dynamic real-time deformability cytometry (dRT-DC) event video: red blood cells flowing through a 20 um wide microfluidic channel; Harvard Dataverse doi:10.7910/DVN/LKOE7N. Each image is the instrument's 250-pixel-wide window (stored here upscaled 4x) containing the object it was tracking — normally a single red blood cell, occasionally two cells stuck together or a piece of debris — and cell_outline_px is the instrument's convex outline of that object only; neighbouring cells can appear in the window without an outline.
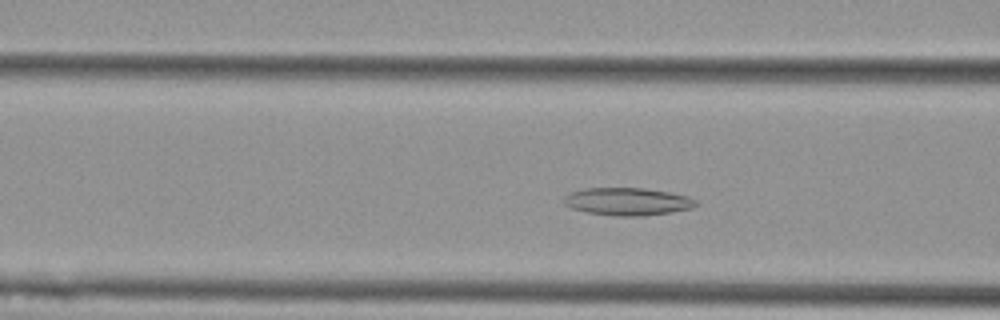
{"species": "Egyptian fruit bat (a non-hibernating species)", "species_latin": "Rousettus aegyptiacus", "temperature_condition": "cold", "stored_images_in_passage": 48, "camera_frame_rate_fps": 3000, "um_per_image_px": 0.085, "animal": {"sex": "female"}, "frame": {"image": 1, "passage_image": 14, "time_ms": 4.333, "image_size_px": [1000, 320], "cell_outline_px": [[696, 204], [692, 208], [672, 212], [644, 216], [612, 216], [588, 212], [572, 208], [564, 204], [564, 196], [572, 192], [584, 188], [644, 188], [668, 192], [688, 196], [696, 200]], "centroid_in_image_um": [53.34, 17.13], "position_along_channel_um": 113.3, "area_um2": 21.21}}
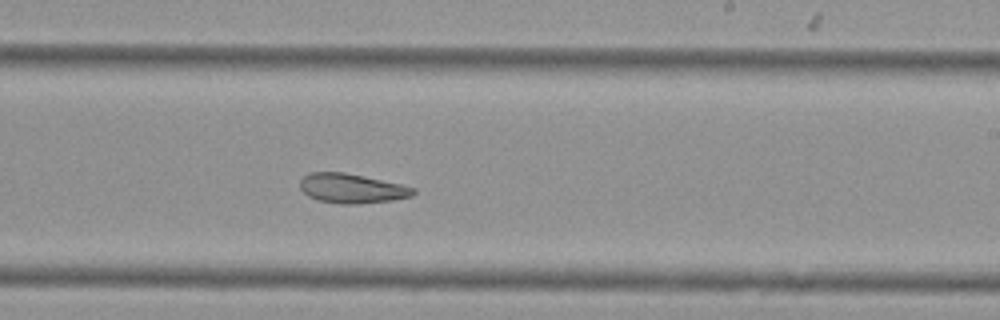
{"frame": {"image": 2, "passage_image": 26, "time_ms": 8.333, "image_size_px": [1000, 320], "cell_outline_px": [[416, 192], [412, 196], [392, 200], [356, 204], [340, 204], [316, 200], [308, 196], [300, 188], [300, 180], [304, 176], [312, 172], [344, 172], [400, 184], [416, 188]], "centroid_in_image_um": [29.89, 16.02], "position_along_channel_um": 259.1, "area_um2": 19.42}}
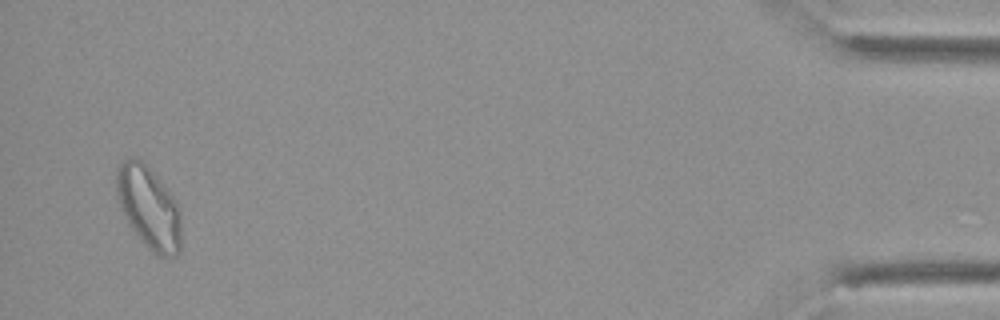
{"frame": {"image": 3, "passage_image": 46, "time_ms": 15.0, "image_size_px": [1000, 320], "cell_outline_px": [[180, 252], [176, 256], [168, 260], [156, 256], [148, 248], [128, 224], [120, 208], [116, 192], [116, 168], [128, 156], [132, 156], [140, 160], [168, 188], [180, 208]], "centroid_in_image_um": [12.65, 17.68], "position_along_channel_um": 422.5, "area_um2": 31.5}, "authors_computed_cell_mechanics": {"area_um2": 22.831, "velocity_mm_per_s": 3.6665, "shape_relaxation_time_tau1_ms": null, "shape_relaxation_time_tau2_ms": 4.9411, "deformation_change_tau1": null, "deformation_change_tau2": 0.1257}}